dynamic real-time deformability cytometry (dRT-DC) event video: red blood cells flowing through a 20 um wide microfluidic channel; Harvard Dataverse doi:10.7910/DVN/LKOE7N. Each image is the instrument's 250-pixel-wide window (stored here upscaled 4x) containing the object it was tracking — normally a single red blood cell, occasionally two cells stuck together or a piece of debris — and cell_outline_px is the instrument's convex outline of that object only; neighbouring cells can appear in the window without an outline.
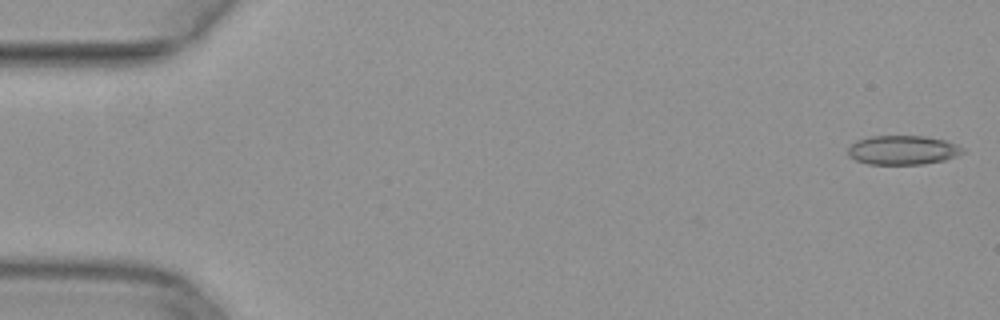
{"species": "common noctule bat (a hibernating species)", "species_latin": "Nyctalus noctula", "temperature_condition": "warm", "stored_images_in_passage": 50, "camera_frame_rate_fps": 3000, "um_per_image_px": 0.085, "animal": {"sex": "female", "body_mass_g": 29.2, "forearm_length_mm": 56.3}, "frame": {"image": 1, "passage_image": 1, "time_ms": 0.0, "image_size_px": [1000, 320], "cell_outline_px": [[964, 152], [956, 156], [944, 160], [924, 164], [868, 164], [856, 160], [848, 156], [848, 148], [856, 140], [868, 136], [924, 136], [944, 140], [956, 144], [964, 148]], "centroid_in_image_um": [76.72, 12.75], "position_along_channel_um": 8.3, "area_um2": 19.54}}
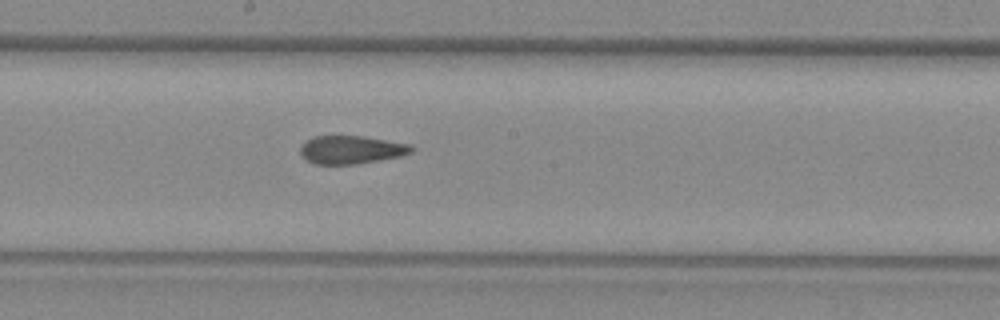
{"frame": {"image": 2, "passage_image": 27, "time_ms": 8.667, "image_size_px": [1000, 320], "cell_outline_px": [[412, 152], [400, 156], [356, 164], [316, 164], [308, 160], [300, 152], [300, 148], [304, 140], [312, 136], [360, 136], [412, 144]], "centroid_in_image_um": [29.83, 12.72], "position_along_channel_um": 218.4, "area_um2": 18.09}}
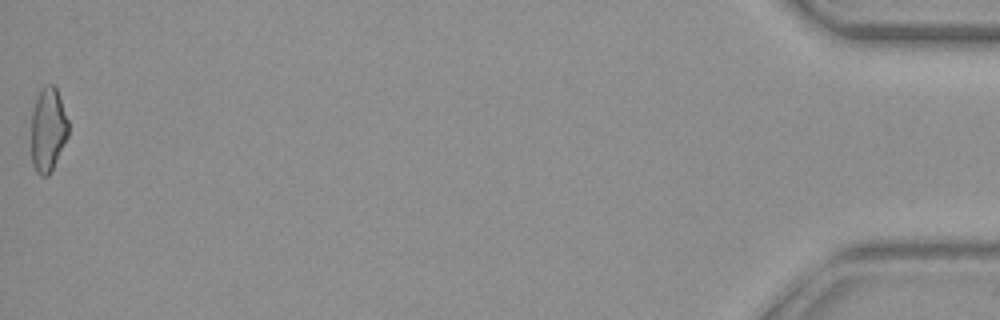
{"frame": {"image": 3, "passage_image": 50, "time_ms": 16.333, "image_size_px": [1000, 320], "cell_outline_px": [[68, 136], [48, 176], [40, 176], [36, 172], [32, 164], [32, 108], [40, 88], [44, 84], [56, 84], [68, 120]], "centroid_in_image_um": [4.08, 10.96], "position_along_channel_um": 431.1, "area_um2": 18.32}}